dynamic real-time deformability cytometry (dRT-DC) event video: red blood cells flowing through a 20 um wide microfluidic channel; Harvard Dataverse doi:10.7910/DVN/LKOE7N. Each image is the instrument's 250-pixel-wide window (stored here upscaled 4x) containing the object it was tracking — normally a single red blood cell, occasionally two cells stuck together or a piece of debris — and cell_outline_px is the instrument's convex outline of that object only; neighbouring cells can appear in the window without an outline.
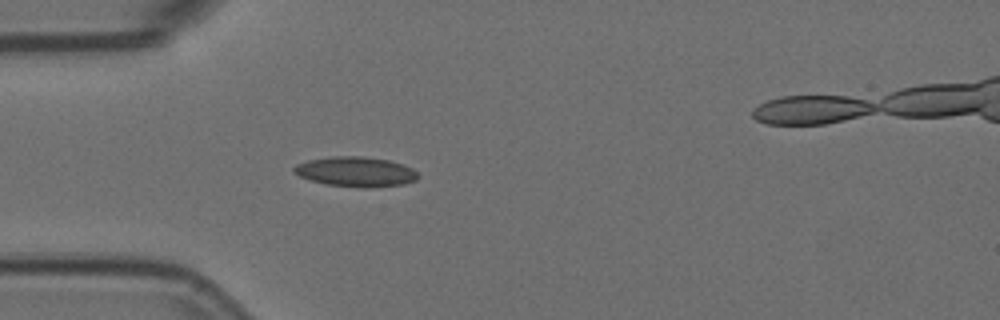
{"species": "Egyptian fruit bat (a non-hibernating species)", "species_latin": "Rousettus aegyptiacus", "temperature_condition": "room temperature", "stored_images_in_passage": 2, "camera_frame_rate_fps": 3000, "um_per_image_px": 0.085, "animal": {"sex": "female"}, "frame": {"image": 1, "passage_image": 1, "time_ms": 0.0, "image_size_px": [1000, 320], "cell_outline_px": [[420, 176], [416, 180], [404, 184], [372, 188], [360, 188], [324, 184], [300, 176], [292, 172], [292, 168], [296, 164], [308, 160], [332, 156], [364, 156], [388, 160], [404, 164], [412, 168]], "centroid_in_image_um": [30.25, 14.6], "position_along_channel_um": 54.8, "area_um2": 21.91}}